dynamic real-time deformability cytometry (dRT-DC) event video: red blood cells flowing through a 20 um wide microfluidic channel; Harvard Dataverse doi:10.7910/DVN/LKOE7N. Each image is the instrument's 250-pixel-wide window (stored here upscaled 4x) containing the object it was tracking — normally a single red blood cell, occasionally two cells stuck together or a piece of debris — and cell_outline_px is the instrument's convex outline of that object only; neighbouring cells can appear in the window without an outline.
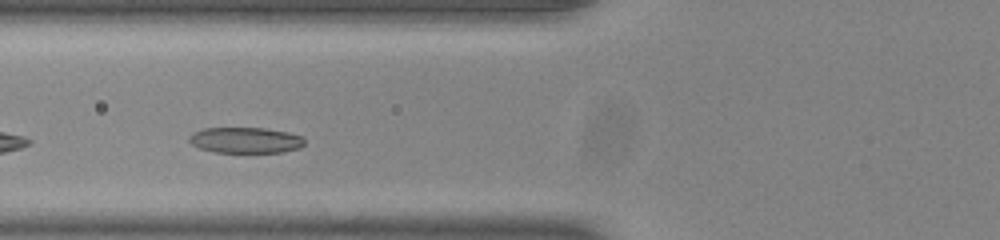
{"species": "common noctule bat (a hibernating species)", "species_latin": "Nyctalus noctula", "temperature_condition": "room temperature", "stored_images_in_passage": 28, "camera_frame_rate_fps": 3000, "um_per_image_px": 0.085, "animal": {"sex": "male", "body_mass_g": 20.0, "forearm_length_mm": 53.3}, "frame": {"image": 1, "passage_image": 5, "time_ms": 1.333, "image_size_px": [1000, 240], "cell_outline_px": [[304, 144], [300, 148], [284, 152], [216, 152], [200, 148], [192, 144], [188, 140], [188, 136], [192, 132], [204, 128], [264, 128], [288, 132], [300, 136], [304, 140]], "centroid_in_image_um": [20.85, 11.91], "position_along_channel_um": 105.0, "area_um2": 17.34}}
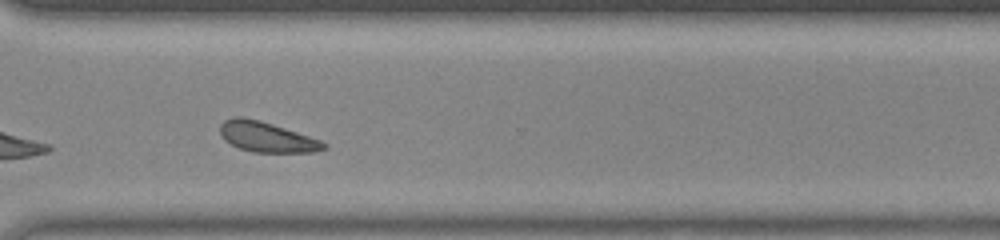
{"frame": {"image": 2, "passage_image": 24, "time_ms": 7.667, "image_size_px": [1000, 240], "cell_outline_px": [[328, 148], [316, 152], [252, 152], [240, 148], [224, 140], [220, 136], [220, 124], [224, 120], [232, 116], [240, 116], [260, 120], [320, 140], [328, 144]], "centroid_in_image_um": [22.65, 11.64], "position_along_channel_um": 348.0, "area_um2": 18.26}, "authors_computed_cell_mechanics": {"area_um2": 17.3689, "velocity_mm_per_s": 3.83, "shape_relaxation_time_tau1_ms": 9.7668, "shape_relaxation_time_tau2_ms": 5.799, "deformation_change_tau1": 0.178, "deformation_change_tau2": 0.1354}}